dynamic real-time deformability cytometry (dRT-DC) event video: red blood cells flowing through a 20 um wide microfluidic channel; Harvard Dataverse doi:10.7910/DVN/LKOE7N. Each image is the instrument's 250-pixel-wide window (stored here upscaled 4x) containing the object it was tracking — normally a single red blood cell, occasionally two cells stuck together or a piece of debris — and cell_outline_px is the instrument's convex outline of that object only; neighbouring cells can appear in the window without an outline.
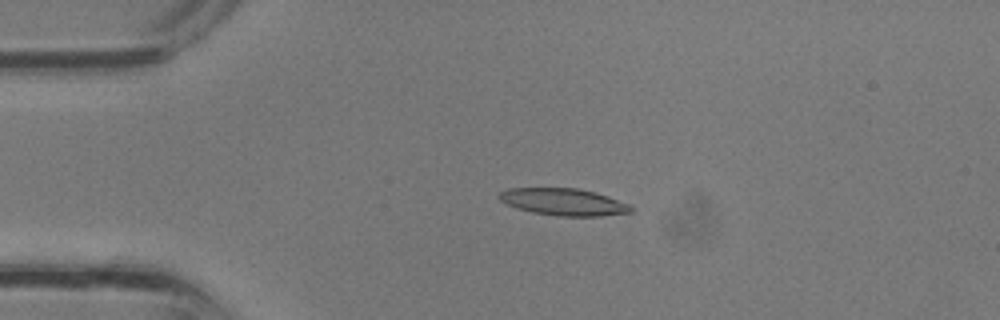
{"species": "common noctule bat (a hibernating species)", "species_latin": "Nyctalus noctula", "temperature_condition": "room temperature", "stored_images_in_passage": 29, "camera_frame_rate_fps": 3000, "um_per_image_px": 0.085, "animal": {"sex": "male", "body_mass_g": 13.3}, "frame": {"image": 1, "passage_image": 2, "time_ms": 0.333, "image_size_px": [1000, 320], "cell_outline_px": [[632, 212], [600, 216], [560, 216], [532, 212], [516, 208], [504, 204], [496, 196], [500, 192], [508, 188], [576, 188], [596, 192], [608, 196], [628, 204], [632, 208]], "centroid_in_image_um": [47.85, 17.16], "position_along_channel_um": 37.1, "area_um2": 20.81}}
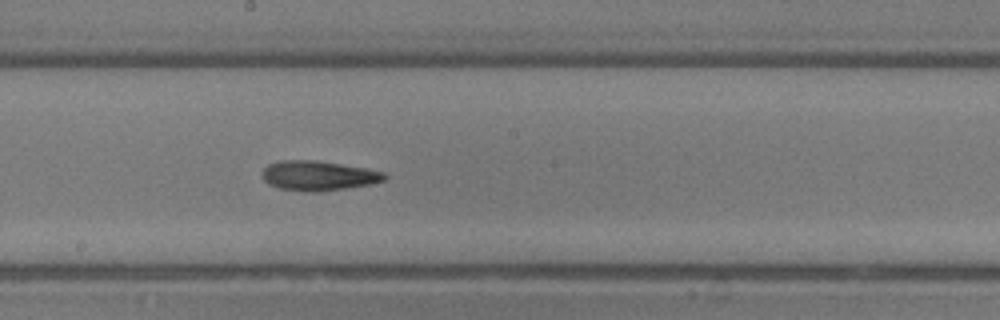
{"frame": {"image": 2, "passage_image": 13, "time_ms": 4.0, "image_size_px": [1000, 320], "cell_outline_px": [[388, 176], [384, 180], [368, 184], [320, 192], [308, 192], [280, 188], [268, 184], [260, 176], [260, 172], [268, 164], [284, 160], [312, 160], [364, 168], [384, 172]], "centroid_in_image_um": [26.99, 14.94], "position_along_channel_um": 221.2, "area_um2": 20.98}}
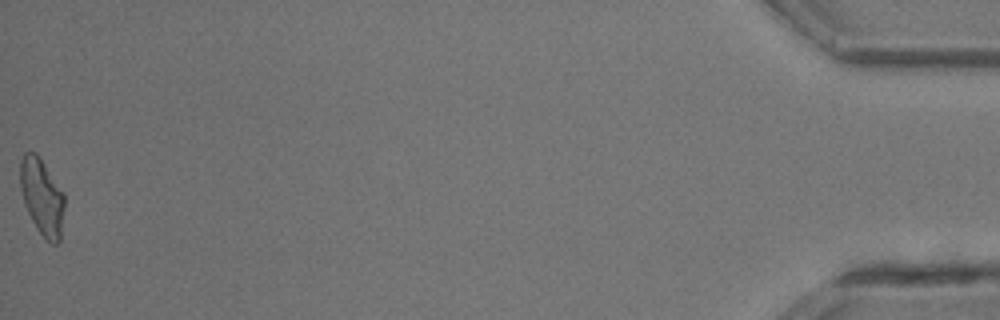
{"frame": {"image": 3, "passage_image": 29, "time_ms": 9.333, "image_size_px": [1000, 320], "cell_outline_px": [[64, 208], [60, 240], [56, 244], [52, 244], [36, 228], [24, 204], [20, 188], [20, 160], [24, 152], [36, 152], [64, 192]], "centroid_in_image_um": [3.56, 16.71], "position_along_channel_um": 431.6, "area_um2": 19.71}}